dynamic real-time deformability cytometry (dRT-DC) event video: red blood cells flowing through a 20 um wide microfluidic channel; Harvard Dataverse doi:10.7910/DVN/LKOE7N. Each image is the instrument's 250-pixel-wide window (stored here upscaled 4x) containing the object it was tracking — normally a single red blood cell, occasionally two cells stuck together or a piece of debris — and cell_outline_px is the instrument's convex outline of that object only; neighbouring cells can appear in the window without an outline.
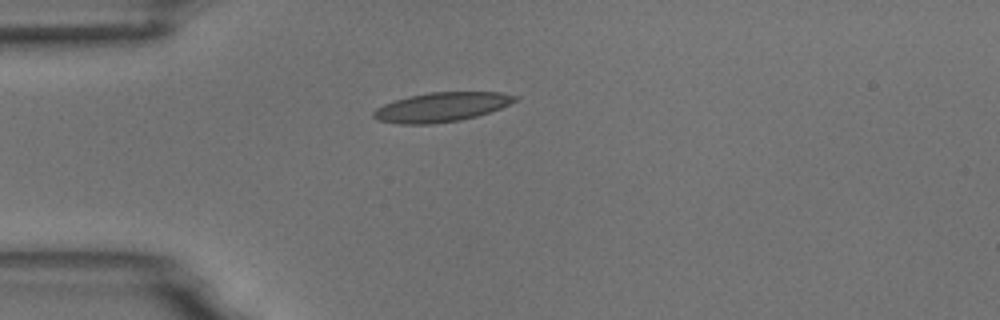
{"species": "common noctule bat (a hibernating species)", "species_latin": "Nyctalus noctula", "temperature_condition": "room temperature", "stored_images_in_passage": 41, "camera_frame_rate_fps": 3000, "um_per_image_px": 0.085, "animal": {"sex": "male", "body_mass_g": 18.8}, "frame": {"image": 1, "passage_image": 1, "time_ms": 0.0, "image_size_px": [1000, 320], "cell_outline_px": [[520, 100], [500, 108], [476, 116], [460, 120], [432, 124], [400, 124], [376, 120], [372, 116], [372, 112], [376, 108], [384, 104], [408, 96], [428, 92], [500, 92], [520, 96]], "centroid_in_image_um": [37.53, 9.1], "position_along_channel_um": 47.5, "area_um2": 24.33}}
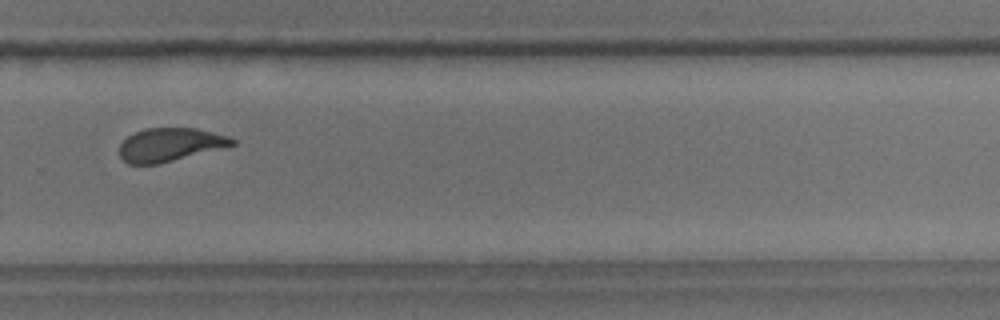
{"frame": {"image": 2, "passage_image": 24, "time_ms": 7.667, "image_size_px": [1000, 320], "cell_outline_px": [[236, 144], [160, 164], [128, 164], [120, 156], [120, 144], [128, 136], [144, 128], [196, 128], [228, 136], [236, 140]], "centroid_in_image_um": [14.44, 12.3], "position_along_channel_um": 315.4, "area_um2": 21.79}}
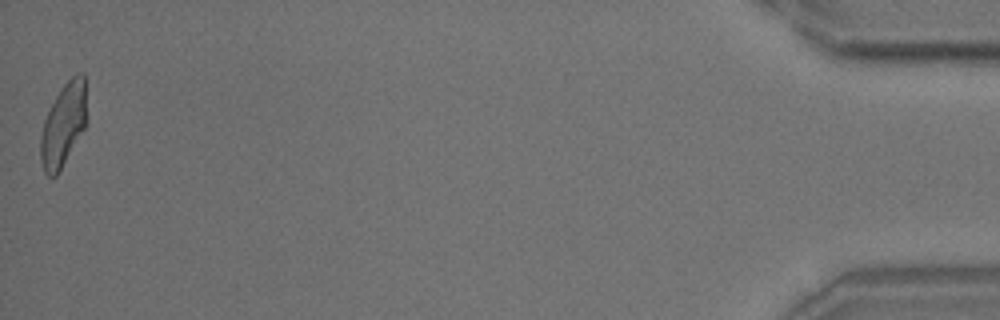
{"frame": {"image": 3, "passage_image": 41, "time_ms": 13.333, "image_size_px": [1000, 320], "cell_outline_px": [[88, 120], [84, 128], [56, 176], [48, 176], [44, 172], [40, 160], [40, 136], [44, 120], [60, 88], [76, 72], [84, 72]], "centroid_in_image_um": [5.4, 10.56], "position_along_channel_um": 429.8, "area_um2": 22.43}, "authors_computed_cell_mechanics": {"area_um2": 23.0622, "velocity_mm_per_s": 3.6805, "shape_relaxation_time_tau1_ms": 4.331, "shape_relaxation_time_tau2_ms": 1.246, "deformation_change_tau1": 0.1551, "deformation_change_tau2": 0.079}}